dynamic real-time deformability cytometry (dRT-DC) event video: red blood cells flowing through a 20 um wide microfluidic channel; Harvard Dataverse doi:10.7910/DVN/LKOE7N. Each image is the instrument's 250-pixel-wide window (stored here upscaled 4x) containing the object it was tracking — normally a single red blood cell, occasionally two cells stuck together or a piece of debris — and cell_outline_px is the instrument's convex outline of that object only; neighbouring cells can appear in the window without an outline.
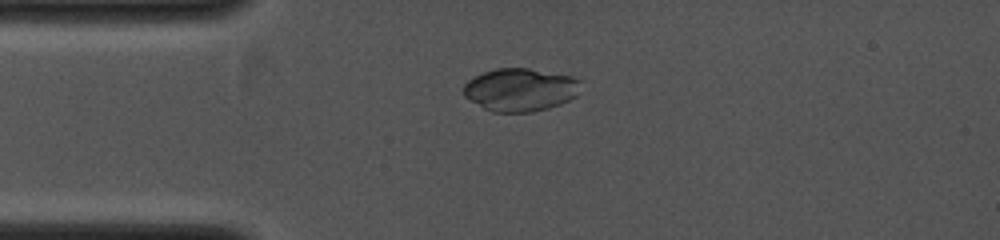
{"species": "common noctule bat (a hibernating species)", "species_latin": "Nyctalus noctula", "temperature_condition": "cold", "stored_images_in_passage": 8, "camera_frame_rate_fps": 4000, "um_per_image_px": 0.085, "animal": {"sex": "female", "body_mass_g": 19.0, "forearm_length_mm": 53.3}, "frame": {"image": 1, "passage_image": 5, "time_ms": 2.5, "image_size_px": [1000, 240], "cell_outline_px": [[580, 80], [576, 96], [560, 104], [548, 108], [532, 112], [492, 112], [484, 108], [464, 96], [464, 84], [468, 80], [484, 72], [496, 68], [528, 68], [572, 76]], "centroid_in_image_um": [44.21, 7.62], "position_along_channel_um": 40.8, "area_um2": 29.13}}
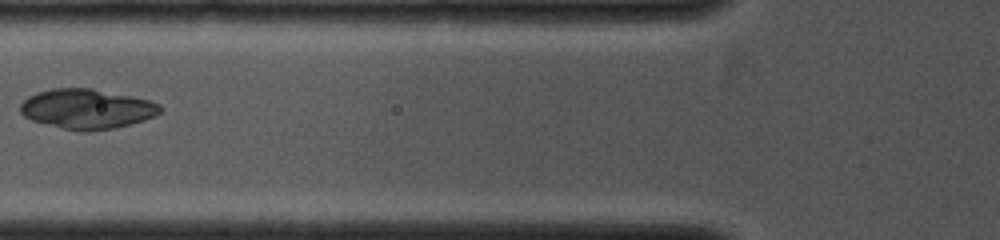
{"frame": {"image": 2, "passage_image": 7, "time_ms": 4.25, "image_size_px": [1000, 240], "cell_outline_px": [[164, 108], [160, 112], [144, 120], [116, 128], [84, 132], [64, 128], [32, 120], [24, 116], [20, 112], [20, 104], [28, 96], [36, 92], [52, 88], [92, 88], [148, 100], [160, 104]], "centroid_in_image_um": [7.37, 9.25], "position_along_channel_um": 118.4, "area_um2": 32.31}}
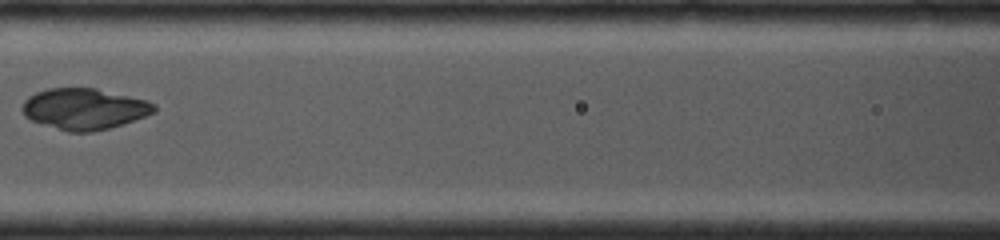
{"frame": {"image": 3, "passage_image": 8, "time_ms": 5.0, "image_size_px": [1000, 240], "cell_outline_px": [[156, 112], [108, 128], [92, 132], [68, 132], [32, 120], [24, 116], [20, 108], [24, 100], [28, 96], [36, 92], [48, 88], [96, 88], [148, 100], [156, 104]], "centroid_in_image_um": [7.14, 9.24], "position_along_channel_um": 159.5, "area_um2": 31.56}}